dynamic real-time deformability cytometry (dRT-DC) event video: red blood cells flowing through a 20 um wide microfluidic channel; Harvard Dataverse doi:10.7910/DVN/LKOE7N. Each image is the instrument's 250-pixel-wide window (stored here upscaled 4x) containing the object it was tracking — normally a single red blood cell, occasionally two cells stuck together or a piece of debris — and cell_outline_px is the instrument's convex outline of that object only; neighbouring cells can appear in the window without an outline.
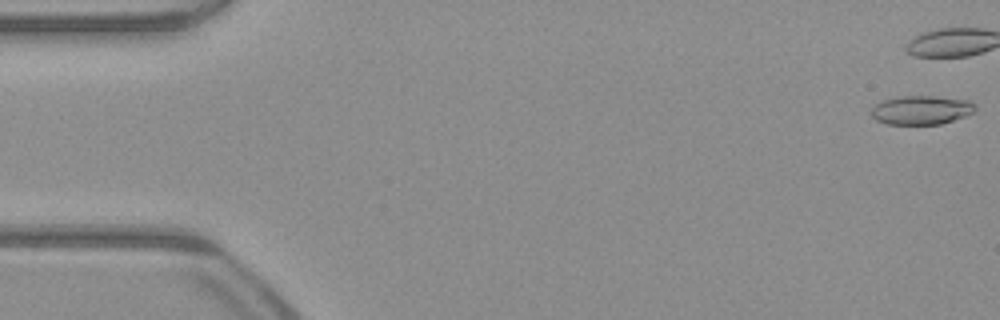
{"species": "common noctule bat (a hibernating species)", "species_latin": "Nyctalus noctula", "temperature_condition": "warm", "stored_images_in_passage": 15, "camera_frame_rate_fps": 3000, "um_per_image_px": 0.085, "animal": {"sex": "male", "body_mass_g": 23.1, "forearm_length_mm": 52.7}, "frame": {"image": 1, "passage_image": 1, "time_ms": 0.0, "image_size_px": [1000, 320], "cell_outline_px": [[976, 108], [972, 112], [964, 116], [940, 124], [888, 124], [876, 120], [872, 116], [872, 108], [876, 104], [884, 100], [900, 96], [932, 96], [968, 100], [976, 104]], "centroid_in_image_um": [78.31, 9.35], "position_along_channel_um": 6.7, "area_um2": 17.28}}